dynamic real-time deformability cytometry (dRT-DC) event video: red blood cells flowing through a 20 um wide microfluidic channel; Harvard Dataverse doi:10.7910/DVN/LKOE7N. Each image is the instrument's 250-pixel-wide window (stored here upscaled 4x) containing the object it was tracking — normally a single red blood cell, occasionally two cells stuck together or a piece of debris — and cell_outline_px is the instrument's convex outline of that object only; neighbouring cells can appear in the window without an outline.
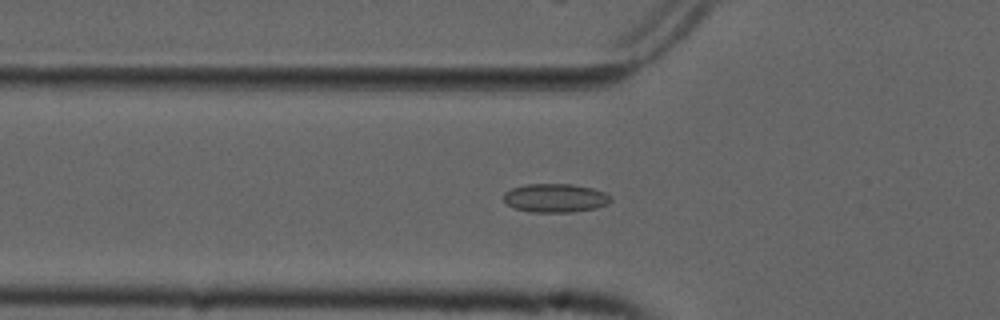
{"species": "common noctule bat (a hibernating species)", "species_latin": "Nyctalus noctula", "temperature_condition": "cold", "stored_images_in_passage": 50, "camera_frame_rate_fps": 3000, "um_per_image_px": 0.085, "animal": {"sex": "male", "forearm_length_mm": 52.5}, "frame": {"image": 1, "passage_image": 19, "time_ms": 6.0, "image_size_px": [1000, 320], "cell_outline_px": [[612, 200], [608, 204], [596, 208], [572, 212], [528, 212], [512, 208], [504, 200], [504, 192], [512, 188], [524, 184], [572, 184], [592, 188], [604, 192], [612, 196]], "centroid_in_image_um": [47.2, 16.83], "position_along_channel_um": 78.6, "area_um2": 18.09}}
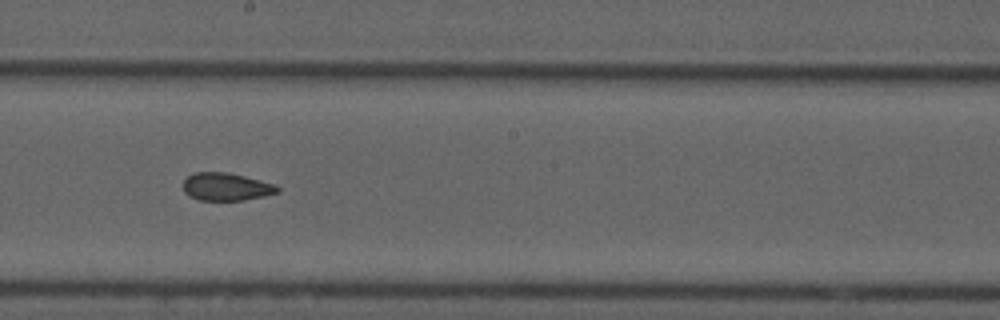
{"frame": {"image": 2, "passage_image": 31, "time_ms": 10.0, "image_size_px": [1000, 320], "cell_outline_px": [[280, 192], [264, 196], [244, 200], [200, 200], [188, 196], [184, 192], [184, 180], [192, 172], [228, 172], [276, 184], [280, 188]], "centroid_in_image_um": [19.24, 15.87], "position_along_channel_um": 229.0, "area_um2": 15.37}}
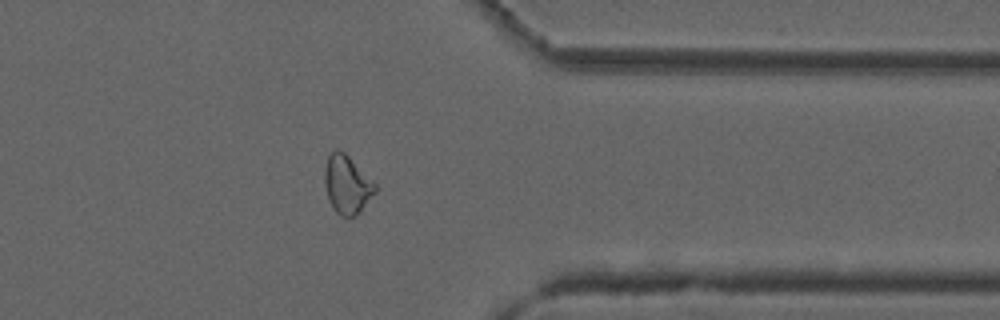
{"frame": {"image": 3, "passage_image": 44, "time_ms": 14.333, "image_size_px": [1000, 320], "cell_outline_px": [[376, 192], [356, 216], [340, 216], [336, 212], [328, 196], [324, 184], [324, 168], [328, 156], [336, 148], [344, 152], [376, 184]], "centroid_in_image_um": [29.49, 15.68], "position_along_channel_um": 381.9, "area_um2": 16.94}}